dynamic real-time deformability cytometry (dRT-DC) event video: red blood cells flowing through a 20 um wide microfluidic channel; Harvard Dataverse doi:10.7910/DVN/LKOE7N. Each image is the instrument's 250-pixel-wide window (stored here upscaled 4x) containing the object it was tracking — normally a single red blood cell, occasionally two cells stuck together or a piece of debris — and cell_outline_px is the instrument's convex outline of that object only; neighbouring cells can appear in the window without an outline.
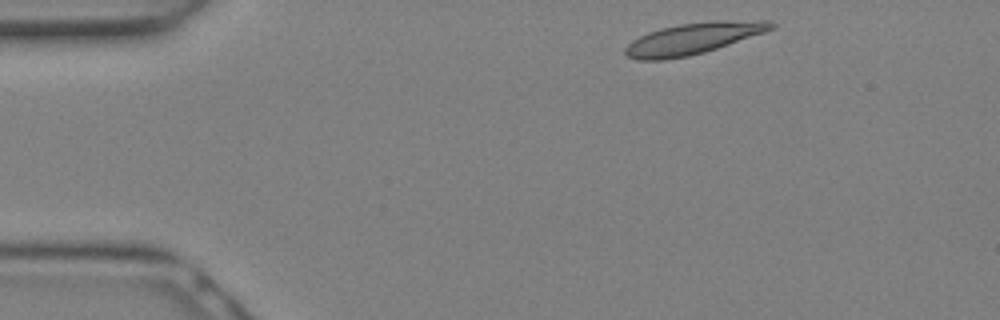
{"species": "Egyptian fruit bat (a non-hibernating species)", "species_latin": "Rousettus aegyptiacus", "temperature_condition": "warm", "stored_images_in_passage": 6, "camera_frame_rate_fps": 3000, "um_per_image_px": 0.085, "animal": {"sex": "female"}, "frame": {"image": 1, "passage_image": 1, "time_ms": 0.0, "image_size_px": [1000, 320], "cell_outline_px": [[776, 28], [704, 52], [688, 56], [664, 60], [636, 60], [628, 56], [624, 52], [624, 48], [632, 40], [648, 32], [680, 24], [716, 20], [768, 20], [776, 24]], "centroid_in_image_um": [58.92, 3.27], "position_along_channel_um": 26.1, "area_um2": 26.47}}
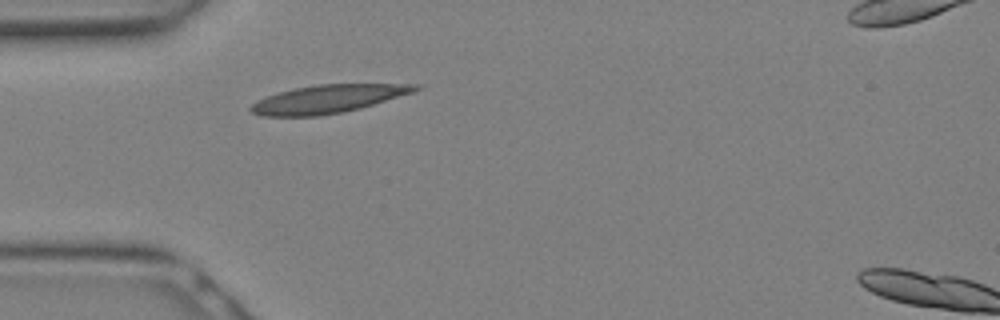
{"frame": {"image": 2, "passage_image": 5, "time_ms": 1.333, "image_size_px": [1000, 320], "cell_outline_px": [[424, 84], [420, 88], [412, 92], [360, 108], [344, 112], [320, 116], [260, 116], [252, 112], [248, 108], [252, 104], [268, 96], [280, 92], [296, 88], [320, 84]], "centroid_in_image_um": [27.88, 8.42], "position_along_channel_um": 57.1, "area_um2": 26.59}}